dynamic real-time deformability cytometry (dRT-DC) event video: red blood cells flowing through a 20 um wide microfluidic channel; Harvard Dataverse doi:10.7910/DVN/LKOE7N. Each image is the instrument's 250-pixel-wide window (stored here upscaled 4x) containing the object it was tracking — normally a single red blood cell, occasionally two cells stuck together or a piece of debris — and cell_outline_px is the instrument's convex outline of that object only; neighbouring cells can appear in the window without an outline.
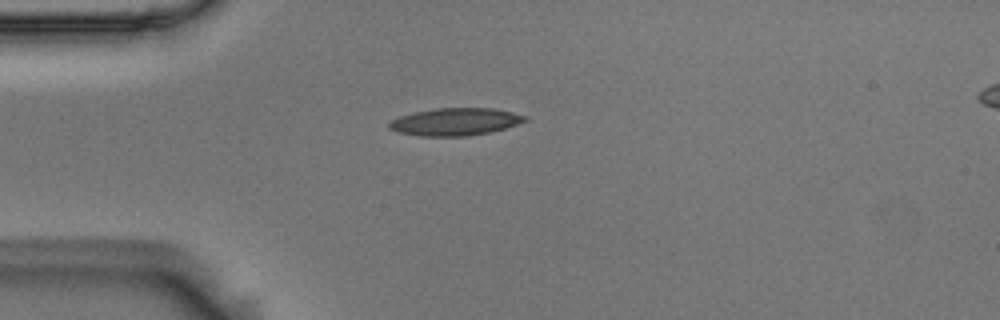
{"species": "Egyptian fruit bat (a non-hibernating species)", "species_latin": "Rousettus aegyptiacus", "temperature_condition": "room temperature", "stored_images_in_passage": 4, "camera_frame_rate_fps": 3000, "um_per_image_px": 0.085, "animal": {"sex": "male"}, "frame": {"image": 1, "passage_image": 1, "time_ms": 0.0, "image_size_px": [1000, 320], "cell_outline_px": [[528, 120], [492, 132], [468, 136], [420, 136], [396, 132], [388, 128], [388, 124], [392, 120], [400, 116], [416, 112], [436, 108], [492, 108], [512, 112], [528, 116]], "centroid_in_image_um": [38.69, 10.35], "position_along_channel_um": 46.3, "area_um2": 21.73}}
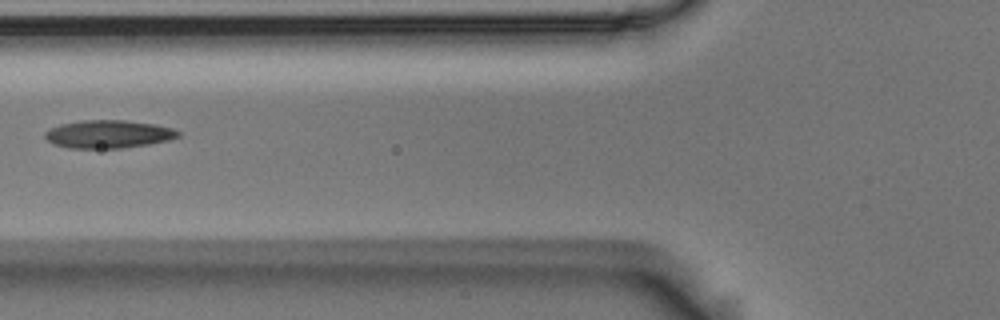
{"frame": {"image": 2, "passage_image": 3, "time_ms": 0.667, "image_size_px": [1000, 320], "cell_outline_px": [[180, 136], [168, 140], [148, 144], [120, 148], [68, 148], [52, 144], [44, 136], [44, 132], [48, 128], [60, 124], [80, 120], [124, 120], [156, 124], [172, 128], [180, 132]], "centroid_in_image_um": [9.17, 11.39], "position_along_channel_um": 116.6, "area_um2": 21.85}}
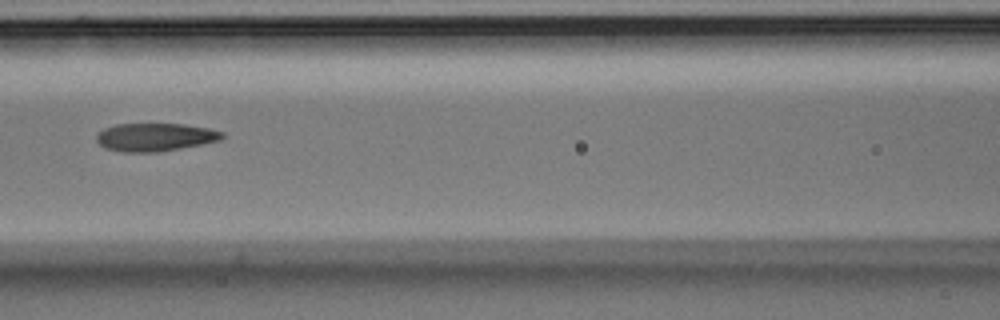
{"frame": {"image": 3, "passage_image": 4, "time_ms": 1.0, "image_size_px": [1000, 320], "cell_outline_px": [[224, 136], [220, 140], [204, 144], [156, 152], [124, 152], [104, 148], [96, 140], [96, 136], [104, 128], [116, 124], [184, 124], [208, 128], [224, 132]], "centroid_in_image_um": [13.19, 11.65], "position_along_channel_um": 153.4, "area_um2": 20.52}}